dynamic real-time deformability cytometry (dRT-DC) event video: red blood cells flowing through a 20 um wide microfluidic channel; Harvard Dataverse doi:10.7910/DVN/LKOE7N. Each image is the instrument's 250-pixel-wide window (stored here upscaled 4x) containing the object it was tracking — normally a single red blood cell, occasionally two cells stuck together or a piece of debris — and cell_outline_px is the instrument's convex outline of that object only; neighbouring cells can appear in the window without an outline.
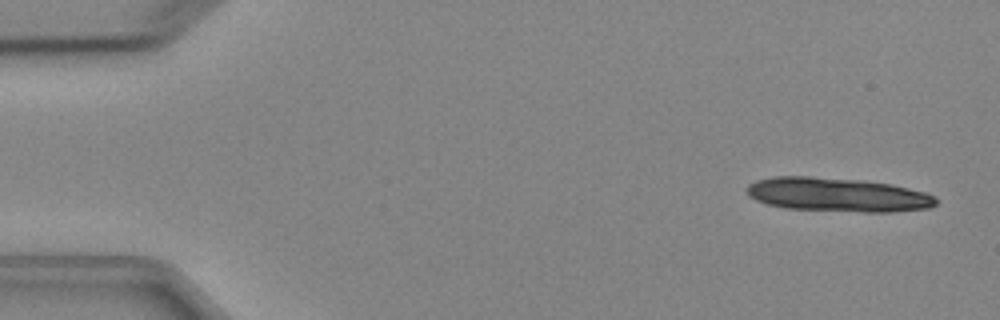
{"species": "Egyptian fruit bat (a non-hibernating species)", "species_latin": "Rousettus aegyptiacus", "temperature_condition": "cold", "stored_images_in_passage": 4, "camera_frame_rate_fps": 3000, "um_per_image_px": 0.085, "animal": {"sex": "female"}, "frame": {"image": 1, "passage_image": 1, "time_ms": 0.0, "image_size_px": [1000, 320], "cell_outline_px": [[940, 200], [936, 204], [928, 208], [892, 212], [864, 212], [788, 208], [768, 204], [756, 200], [748, 196], [748, 184], [756, 180], [772, 176], [812, 176], [864, 180], [892, 184], [924, 192], [936, 196]], "centroid_in_image_um": [71.22, 16.54], "position_along_channel_um": 13.8, "area_um2": 37.63}}
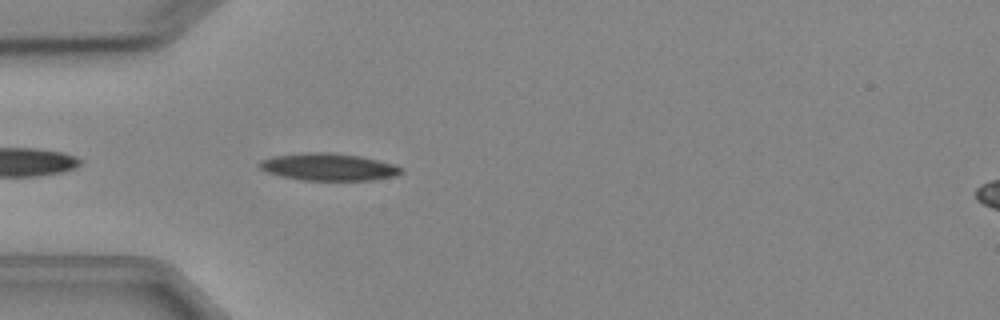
{"frame": {"image": 2, "passage_image": 4, "time_ms": 4.333, "image_size_px": [1000, 320], "cell_outline_px": [[404, 168], [396, 176], [372, 180], [300, 180], [280, 176], [268, 172], [260, 168], [256, 164], [260, 160], [272, 156], [308, 152], [328, 152], [360, 156], [392, 164]], "centroid_in_image_um": [27.87, 14.19], "position_along_channel_um": 57.1, "area_um2": 22.48}}